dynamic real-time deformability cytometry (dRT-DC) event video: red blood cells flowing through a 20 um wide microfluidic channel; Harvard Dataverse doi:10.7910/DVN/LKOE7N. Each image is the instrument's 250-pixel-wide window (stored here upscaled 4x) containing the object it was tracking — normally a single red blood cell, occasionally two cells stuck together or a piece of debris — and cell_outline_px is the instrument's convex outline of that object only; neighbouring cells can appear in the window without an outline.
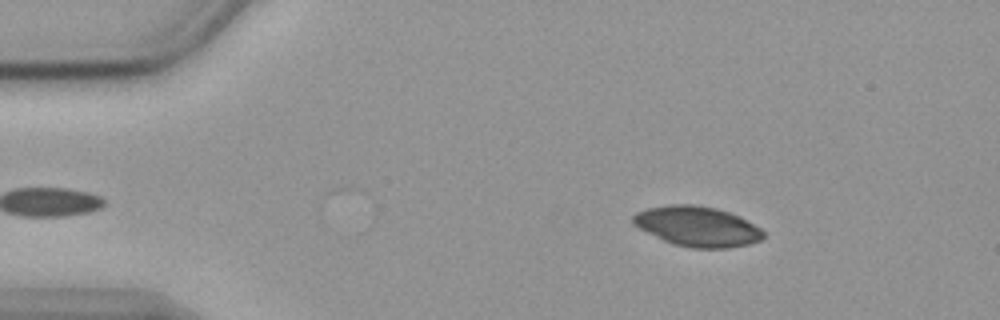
{"species": "common noctule bat (a hibernating species)", "species_latin": "Nyctalus noctula", "temperature_condition": "cold", "stored_images_in_passage": 44, "camera_frame_rate_fps": 3000, "um_per_image_px": 0.085, "animal": {"sex": "female", "body_mass_g": 19.9}, "frame": {"image": 1, "passage_image": 5, "time_ms": 1.333, "image_size_px": [1000, 320], "cell_outline_px": [[764, 236], [760, 240], [748, 244], [728, 248], [692, 248], [676, 244], [664, 240], [632, 224], [632, 216], [636, 212], [648, 208], [668, 204], [692, 204], [716, 208], [740, 216], [760, 228], [764, 232]], "centroid_in_image_um": [59.27, 19.23], "position_along_channel_um": 25.7, "area_um2": 30.23}}
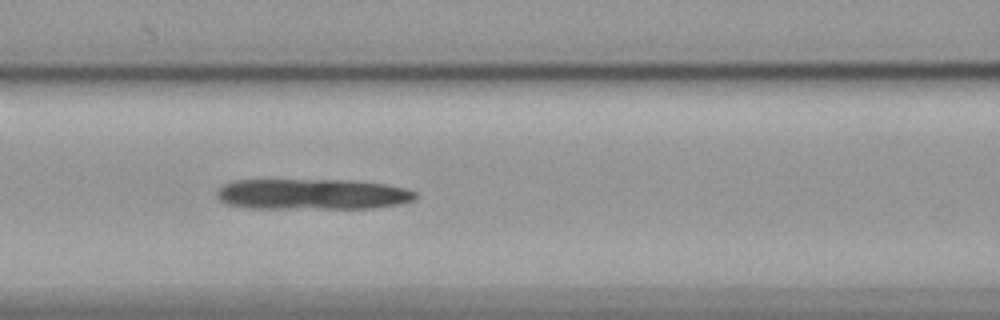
{"frame": {"image": 2, "passage_image": 20, "time_ms": 6.333, "image_size_px": [1000, 320], "cell_outline_px": [[416, 196], [412, 200], [396, 204], [376, 208], [248, 208], [228, 204], [220, 200], [216, 196], [216, 192], [224, 184], [232, 180], [356, 180], [384, 184], [404, 188], [416, 192]], "centroid_in_image_um": [26.51, 16.5], "position_along_channel_um": 140.1, "area_um2": 35.55}}